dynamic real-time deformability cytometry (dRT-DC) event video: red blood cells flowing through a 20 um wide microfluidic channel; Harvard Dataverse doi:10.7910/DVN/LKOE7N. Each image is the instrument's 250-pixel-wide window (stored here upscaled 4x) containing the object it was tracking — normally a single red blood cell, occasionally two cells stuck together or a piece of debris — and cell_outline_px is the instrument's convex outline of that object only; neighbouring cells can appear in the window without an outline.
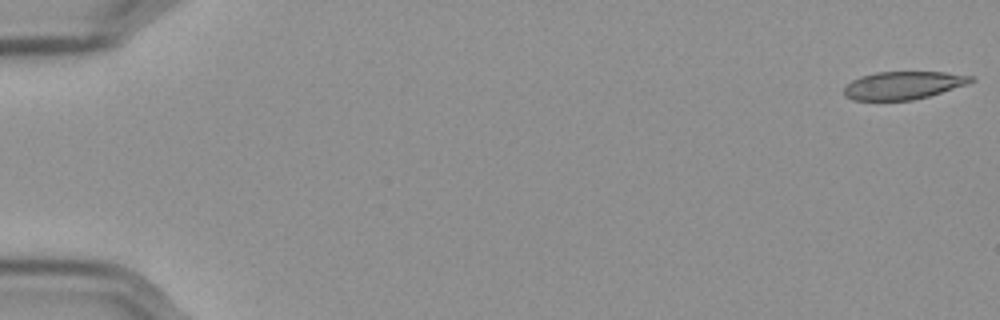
{"species": "Egyptian fruit bat (a non-hibernating species)", "species_latin": "Rousettus aegyptiacus", "temperature_condition": "cold", "stored_images_in_passage": 34, "camera_frame_rate_fps": 3000, "um_per_image_px": 0.085, "frame": {"image": 1, "passage_image": 1, "time_ms": 0.0, "image_size_px": [1000, 320], "cell_outline_px": [[976, 80], [968, 84], [928, 96], [912, 100], [852, 100], [844, 96], [844, 88], [852, 80], [860, 76], [876, 72], [944, 72], [972, 76]], "centroid_in_image_um": [76.77, 7.25], "position_along_channel_um": 8.2, "area_um2": 20.58}}
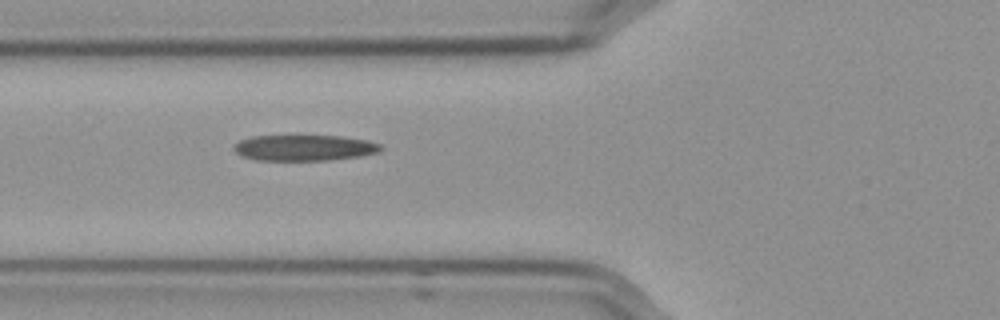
{"frame": {"image": 2, "passage_image": 22, "time_ms": 7.0, "image_size_px": [1000, 320], "cell_outline_px": [[384, 148], [380, 152], [364, 156], [328, 160], [256, 160], [240, 156], [232, 148], [240, 140], [252, 136], [340, 136], [368, 140], [380, 144]], "centroid_in_image_um": [25.9, 12.57], "position_along_channel_um": 99.9, "area_um2": 22.31}}
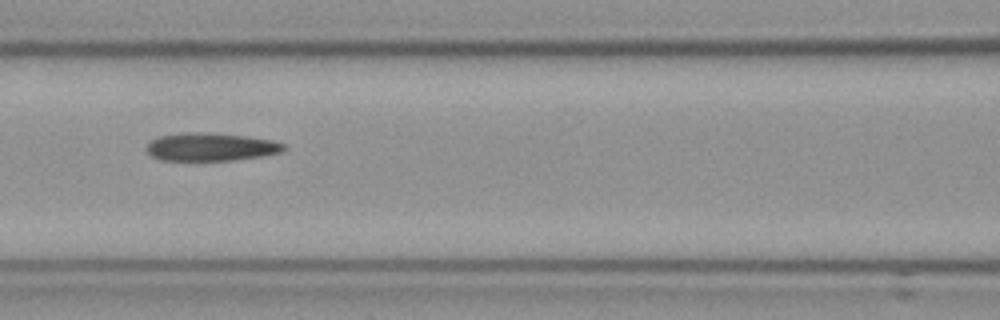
{"frame": {"image": 3, "passage_image": 26, "time_ms": 8.333, "image_size_px": [1000, 320], "cell_outline_px": [[288, 148], [284, 152], [264, 156], [232, 160], [160, 160], [152, 156], [148, 152], [148, 144], [152, 140], [160, 136], [184, 132], [200, 132], [244, 136], [272, 140], [288, 144]], "centroid_in_image_um": [18.01, 12.49], "position_along_channel_um": 148.6, "area_um2": 22.43}}